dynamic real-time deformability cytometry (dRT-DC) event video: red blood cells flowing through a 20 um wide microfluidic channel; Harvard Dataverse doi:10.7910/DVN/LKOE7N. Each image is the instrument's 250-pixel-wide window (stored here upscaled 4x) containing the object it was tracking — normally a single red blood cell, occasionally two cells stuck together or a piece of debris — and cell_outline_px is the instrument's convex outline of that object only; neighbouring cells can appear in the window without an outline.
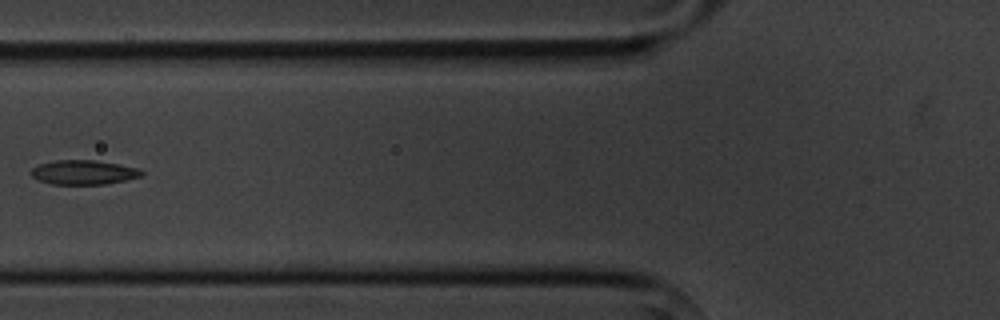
{"species": "common noctule bat (a hibernating species)", "species_latin": "Nyctalus noctula", "temperature_condition": "cold", "stored_images_in_passage": 4, "camera_frame_rate_fps": 3000, "um_per_image_px": 0.085, "animal": {"sex": "male", "body_mass_g": 20.1, "forearm_length_mm": 53.5}, "frame": {"image": 1, "passage_image": 3, "time_ms": 2.333, "image_size_px": [1000, 320], "cell_outline_px": [[144, 172], [140, 176], [124, 180], [104, 184], [52, 184], [40, 180], [32, 176], [32, 168], [40, 164], [56, 160], [96, 160], [136, 168]], "centroid_in_image_um": [7.08, 14.64], "position_along_channel_um": 118.7, "area_um2": 15.32}}
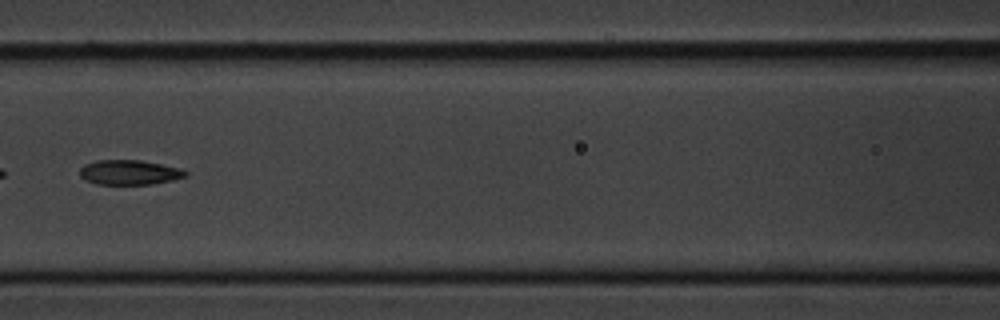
{"frame": {"image": 2, "passage_image": 4, "time_ms": 3.333, "image_size_px": [1000, 320], "cell_outline_px": [[188, 176], [172, 180], [152, 184], [96, 184], [80, 176], [80, 168], [84, 164], [96, 160], [140, 160], [180, 168], [188, 172]], "centroid_in_image_um": [11.0, 14.65], "position_along_channel_um": 155.6, "area_um2": 15.2}}